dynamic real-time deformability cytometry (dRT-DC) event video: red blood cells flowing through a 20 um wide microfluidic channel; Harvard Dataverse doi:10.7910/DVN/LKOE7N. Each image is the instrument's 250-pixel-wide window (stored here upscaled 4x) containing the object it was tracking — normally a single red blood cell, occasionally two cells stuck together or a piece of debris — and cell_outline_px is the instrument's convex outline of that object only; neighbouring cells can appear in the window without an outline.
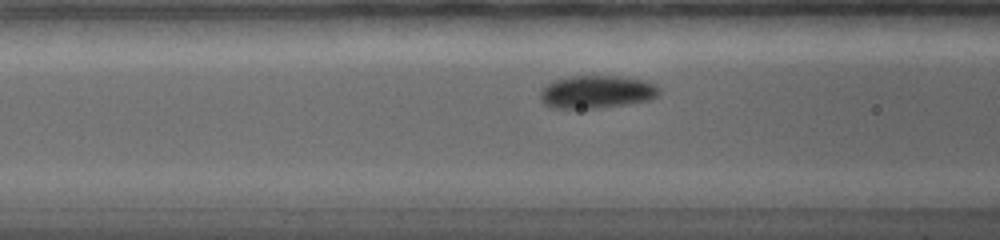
{"species": "common noctule bat (a hibernating species)", "species_latin": "Nyctalus noctula", "temperature_condition": "warm", "stored_images_in_passage": 18, "camera_frame_rate_fps": 5000, "um_per_image_px": 0.085, "animal": {"sex": "female", "body_mass_g": 19.0, "forearm_length_mm": 56.7}, "frame": {"image": 1, "passage_image": 8, "time_ms": 3.6, "image_size_px": [1000, 240], "cell_outline_px": [[660, 92], [656, 96], [648, 100], [624, 104], [596, 108], [552, 108], [544, 104], [540, 100], [540, 92], [552, 80], [568, 76], [620, 76], [644, 80], [656, 84], [660, 88]], "centroid_in_image_um": [50.7, 7.8], "position_along_channel_um": 115.9, "area_um2": 22.77}}
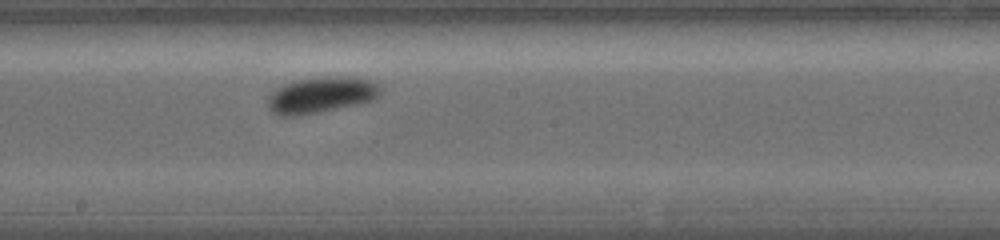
{"frame": {"image": 2, "passage_image": 13, "time_ms": 6.4, "image_size_px": [1000, 240], "cell_outline_px": [[380, 96], [372, 100], [356, 104], [320, 112], [296, 116], [276, 116], [268, 108], [268, 96], [272, 92], [284, 84], [300, 80], [336, 76], [368, 80], [376, 84], [380, 88]], "centroid_in_image_um": [27.24, 8.1], "position_along_channel_um": 221.0, "area_um2": 23.18}}
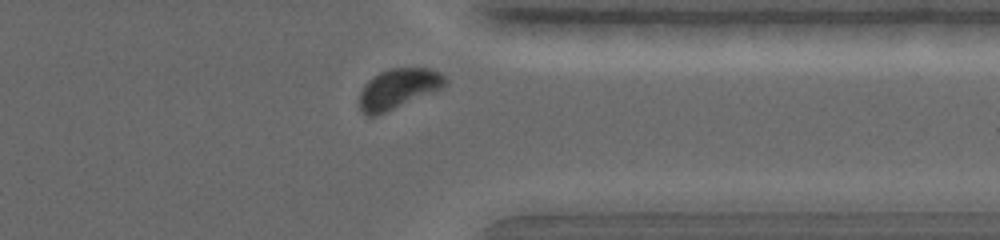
{"frame": {"image": 3, "passage_image": 17, "time_ms": 10.6, "image_size_px": [1000, 240], "cell_outline_px": [[448, 84], [440, 88], [376, 116], [364, 116], [360, 112], [360, 92], [364, 84], [372, 76], [380, 72], [392, 68], [428, 68], [440, 72], [444, 76]], "centroid_in_image_um": [33.8, 7.53], "position_along_channel_um": 377.6, "area_um2": 19.77}, "authors_computed_cell_mechanics": {"area_um2": 21.2704, "velocity_mm_per_s": 3.7592, "shape_relaxation_time_tau1_ms": 1.0908, "shape_relaxation_time_tau2_ms": null, "deformation_change_tau1": 0.0613, "deformation_change_tau2": null}}